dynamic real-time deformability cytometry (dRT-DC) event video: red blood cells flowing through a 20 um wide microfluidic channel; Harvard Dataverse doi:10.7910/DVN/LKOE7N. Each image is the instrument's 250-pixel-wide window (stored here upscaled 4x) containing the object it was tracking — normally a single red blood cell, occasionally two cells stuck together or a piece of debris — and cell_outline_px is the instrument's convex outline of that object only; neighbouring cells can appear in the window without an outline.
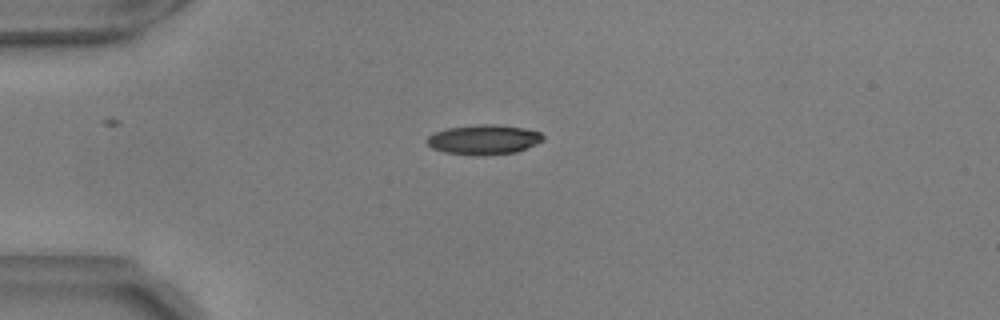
{"species": "common noctule bat (a hibernating species)", "species_latin": "Nyctalus noctula", "temperature_condition": "warm", "stored_images_in_passage": 42, "camera_frame_rate_fps": 3000, "um_per_image_px": 0.085, "animal": {"sex": "male", "body_mass_g": 17.9, "forearm_length_mm": 54.2}, "frame": {"image": 1, "passage_image": 1, "time_ms": 0.0, "image_size_px": [1000, 320], "cell_outline_px": [[544, 140], [516, 152], [484, 156], [476, 156], [444, 152], [432, 148], [428, 144], [428, 136], [436, 132], [448, 128], [480, 124], [492, 124], [524, 128], [540, 132], [544, 136]], "centroid_in_image_um": [41.13, 11.88], "position_along_channel_um": 43.9, "area_um2": 20.06}}
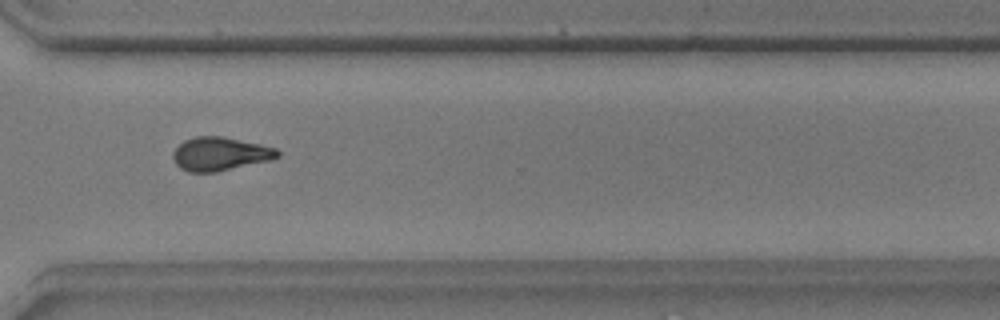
{"frame": {"image": 2, "passage_image": 28, "time_ms": 9.0, "image_size_px": [1000, 320], "cell_outline_px": [[280, 156], [272, 160], [216, 172], [188, 172], [180, 168], [176, 164], [172, 156], [172, 152], [184, 140], [196, 136], [220, 136], [260, 144], [276, 148], [280, 152]], "centroid_in_image_um": [18.71, 13.09], "position_along_channel_um": 351.9, "area_um2": 20.46}}
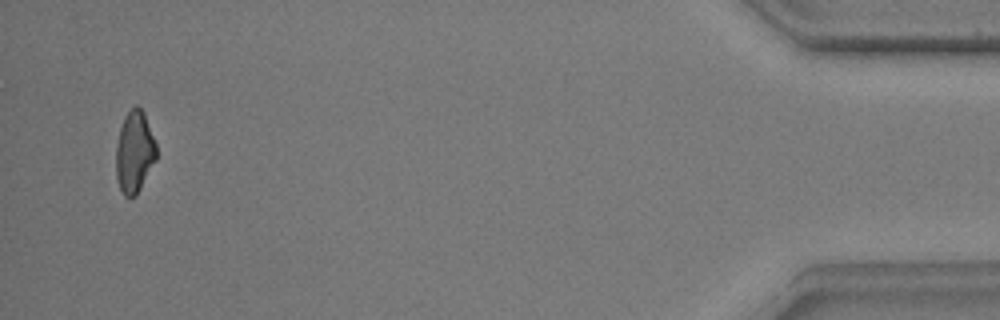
{"frame": {"image": 3, "passage_image": 40, "time_ms": 13.0, "image_size_px": [1000, 320], "cell_outline_px": [[156, 160], [136, 196], [124, 196], [120, 188], [116, 176], [116, 148], [120, 128], [124, 116], [136, 104], [144, 112], [156, 144]], "centroid_in_image_um": [11.43, 12.91], "position_along_channel_um": 423.8, "area_um2": 19.13}, "authors_computed_cell_mechanics": {"area_um2": 20.1722, "velocity_mm_per_s": 3.7049, "shape_relaxation_time_tau1_ms": 3.9222, "shape_relaxation_time_tau2_ms": 2.8264, "deformation_change_tau1": 0.1658, "deformation_change_tau2": 0.1122}}